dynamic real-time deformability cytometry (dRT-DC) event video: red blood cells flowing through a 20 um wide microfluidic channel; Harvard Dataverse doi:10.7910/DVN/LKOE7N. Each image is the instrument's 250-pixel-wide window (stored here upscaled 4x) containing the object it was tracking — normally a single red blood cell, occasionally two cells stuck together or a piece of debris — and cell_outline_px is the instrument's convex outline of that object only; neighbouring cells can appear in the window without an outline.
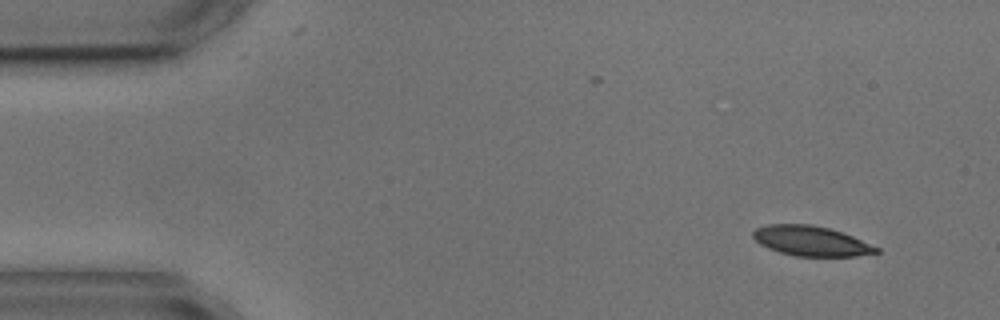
{"species": "common noctule bat (a hibernating species)", "species_latin": "Nyctalus noctula", "temperature_condition": "cold", "stored_images_in_passage": 3, "camera_frame_rate_fps": 3000, "um_per_image_px": 0.085, "animal": {"sex": "male", "body_mass_g": 17.9, "forearm_length_mm": 54.2}, "frame": {"image": 1, "passage_image": 1, "time_ms": 0.0, "image_size_px": [1000, 320], "cell_outline_px": [[880, 252], [856, 256], [796, 256], [780, 252], [768, 248], [760, 244], [752, 236], [752, 232], [756, 228], [768, 224], [812, 224], [828, 228], [852, 236], [880, 248]], "centroid_in_image_um": [68.93, 20.48], "position_along_channel_um": 16.1, "area_um2": 21.39}}
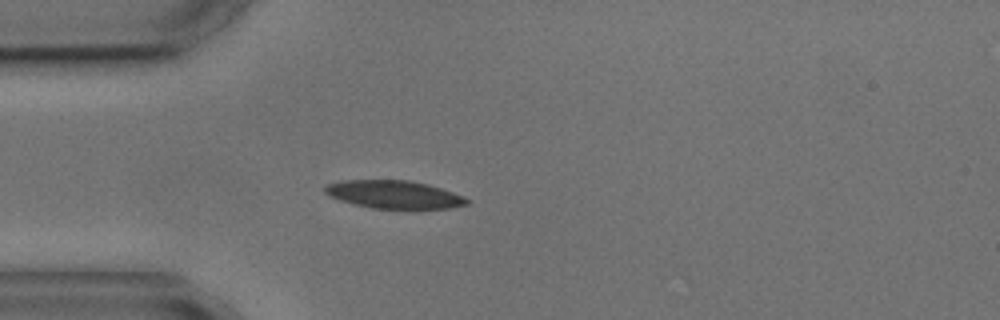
{"frame": {"image": 2, "passage_image": 3, "time_ms": 3.333, "image_size_px": [1000, 320], "cell_outline_px": [[472, 200], [468, 204], [452, 208], [372, 208], [352, 204], [328, 196], [324, 192], [324, 188], [328, 184], [340, 180], [412, 180], [428, 184], [452, 192]], "centroid_in_image_um": [33.48, 16.52], "position_along_channel_um": 51.5, "area_um2": 23.18}}